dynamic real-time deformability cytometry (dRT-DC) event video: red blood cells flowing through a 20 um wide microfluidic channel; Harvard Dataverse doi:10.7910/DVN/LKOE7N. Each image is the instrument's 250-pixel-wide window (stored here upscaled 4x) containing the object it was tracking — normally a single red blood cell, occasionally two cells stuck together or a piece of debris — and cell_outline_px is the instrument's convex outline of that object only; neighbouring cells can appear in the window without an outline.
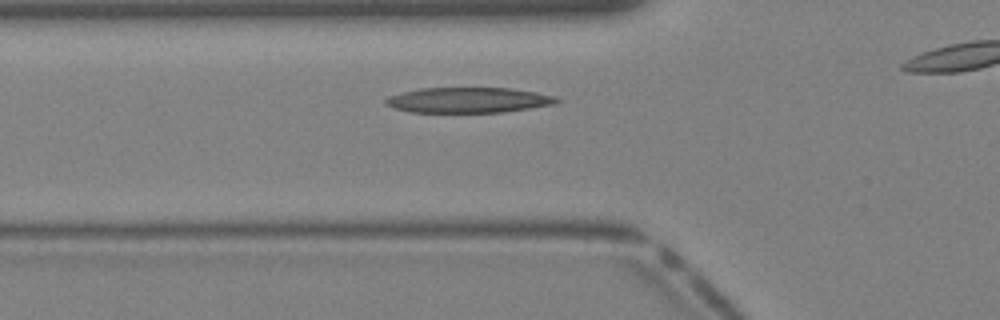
{"species": "Egyptian fruit bat (a non-hibernating species)", "species_latin": "Rousettus aegyptiacus", "temperature_condition": "warm", "stored_images_in_passage": 16, "camera_frame_rate_fps": 3000, "um_per_image_px": 0.085, "animal": {"sex": "female"}, "frame": {"image": 1, "passage_image": 7, "time_ms": 2.0, "image_size_px": [1000, 320], "cell_outline_px": [[560, 100], [552, 104], [504, 112], [408, 112], [392, 108], [384, 104], [384, 100], [388, 96], [400, 92], [420, 88], [512, 88], [536, 92], [556, 96]], "centroid_in_image_um": [39.73, 8.5], "position_along_channel_um": 86.1, "area_um2": 25.37}}
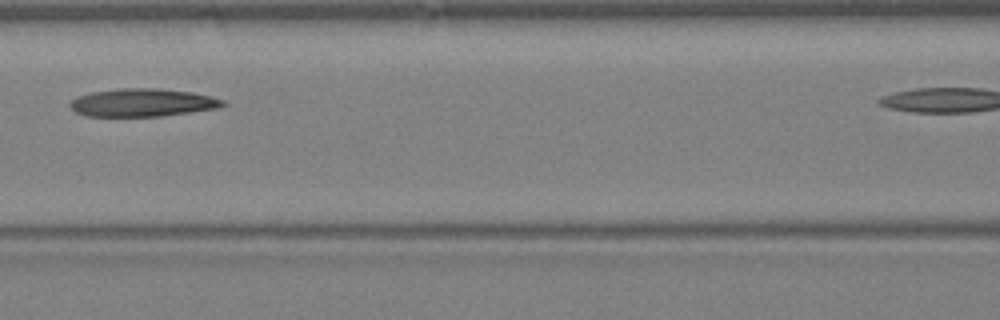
{"frame": {"image": 2, "passage_image": 11, "time_ms": 3.333, "image_size_px": [1000, 320], "cell_outline_px": [[228, 104], [220, 108], [192, 112], [160, 116], [84, 116], [76, 112], [68, 104], [76, 96], [92, 92], [120, 88], [156, 88], [192, 92], [212, 96], [224, 100]], "centroid_in_image_um": [12.14, 8.72], "position_along_channel_um": 154.5, "area_um2": 25.09}}
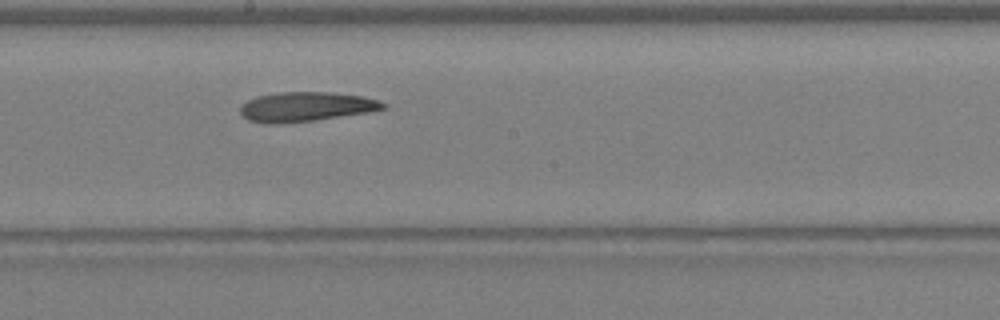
{"frame": {"image": 3, "passage_image": 15, "time_ms": 4.667, "image_size_px": [1000, 320], "cell_outline_px": [[388, 108], [368, 112], [316, 120], [280, 124], [268, 124], [248, 120], [240, 112], [240, 108], [248, 100], [256, 96], [280, 92], [332, 92], [364, 96], [388, 104]], "centroid_in_image_um": [26.03, 9.07], "position_along_channel_um": 222.2, "area_um2": 24.68}}